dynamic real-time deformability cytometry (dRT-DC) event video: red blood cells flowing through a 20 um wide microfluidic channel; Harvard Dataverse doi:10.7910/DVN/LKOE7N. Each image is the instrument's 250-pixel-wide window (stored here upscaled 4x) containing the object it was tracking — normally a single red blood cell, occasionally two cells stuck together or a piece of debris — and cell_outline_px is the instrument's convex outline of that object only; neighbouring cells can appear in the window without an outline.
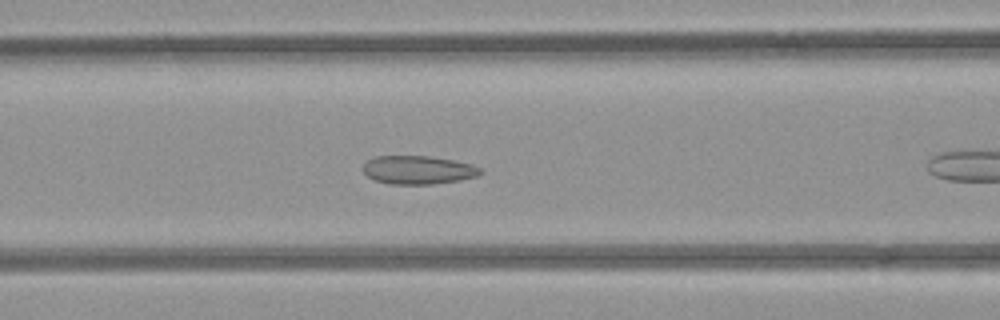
{"species": "common noctule bat (a hibernating species)", "species_latin": "Nyctalus noctula", "temperature_condition": "room temperature", "stored_images_in_passage": 30, "camera_frame_rate_fps": 3000, "um_per_image_px": 0.085, "animal": {"sex": "female", "body_mass_g": 21.9}, "frame": {"image": 1, "passage_image": 9, "time_ms": 2.667, "image_size_px": [1000, 320], "cell_outline_px": [[484, 172], [476, 176], [460, 180], [432, 184], [388, 184], [376, 180], [368, 176], [364, 172], [364, 164], [368, 160], [376, 156], [428, 156], [452, 160], [472, 164], [484, 168]], "centroid_in_image_um": [35.59, 14.44], "position_along_channel_um": 131.0, "area_um2": 19.42}}
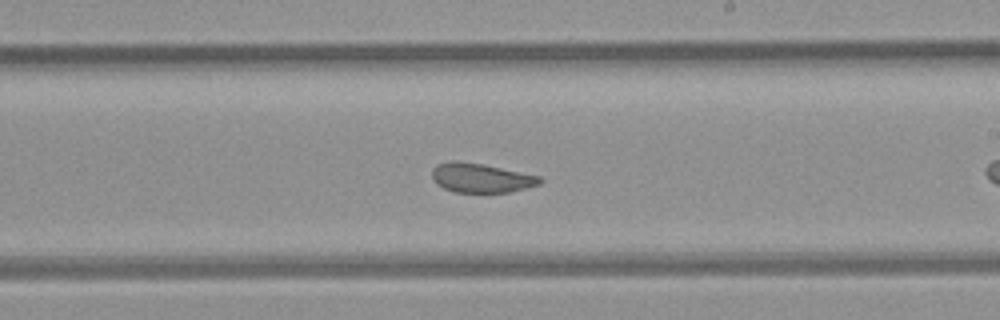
{"frame": {"image": 2, "passage_image": 18, "time_ms": 5.667, "image_size_px": [1000, 320], "cell_outline_px": [[544, 180], [540, 184], [508, 192], [456, 192], [444, 188], [436, 184], [432, 176], [432, 168], [436, 164], [452, 160], [456, 160], [484, 164], [540, 176]], "centroid_in_image_um": [40.86, 15.1], "position_along_channel_um": 248.1, "area_um2": 18.44}}
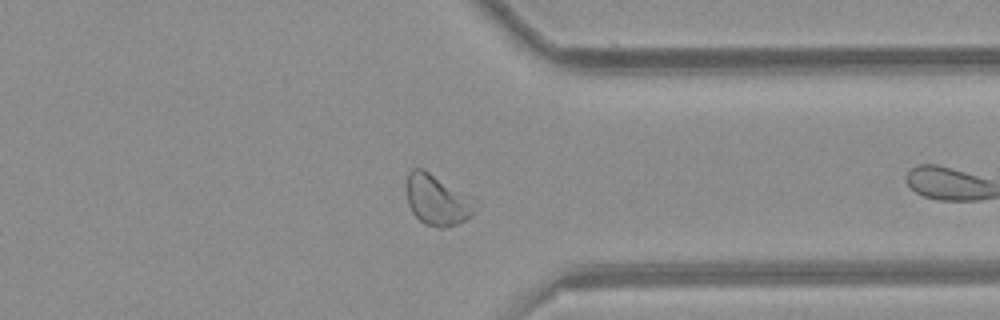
{"frame": {"image": 3, "passage_image": 28, "time_ms": 9.0, "image_size_px": [1000, 320], "cell_outline_px": [[480, 204], [472, 216], [456, 224], [444, 228], [440, 228], [424, 224], [412, 212], [408, 204], [408, 172], [412, 168], [424, 168], [480, 200]], "centroid_in_image_um": [37.26, 16.98], "position_along_channel_um": 374.1, "area_um2": 20.87}}